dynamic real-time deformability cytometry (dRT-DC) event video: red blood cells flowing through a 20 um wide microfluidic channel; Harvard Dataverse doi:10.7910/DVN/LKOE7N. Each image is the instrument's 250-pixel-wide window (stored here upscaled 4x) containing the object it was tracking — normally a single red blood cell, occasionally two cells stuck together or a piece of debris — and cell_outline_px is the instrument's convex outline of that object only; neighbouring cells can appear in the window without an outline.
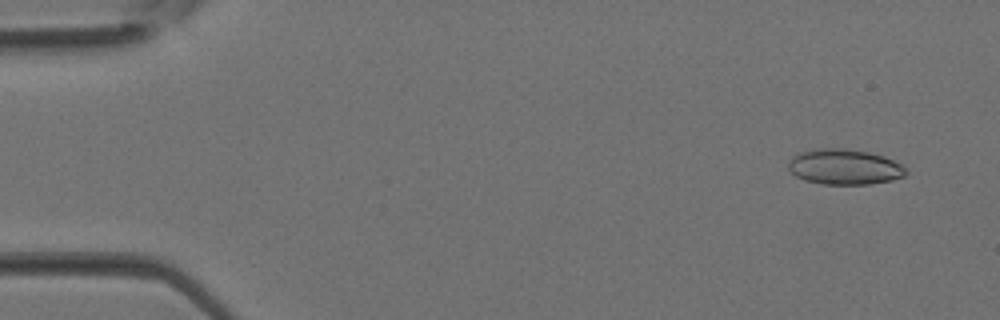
{"species": "Egyptian fruit bat (a non-hibernating species)", "species_latin": "Rousettus aegyptiacus", "temperature_condition": "room temperature", "stored_images_in_passage": 4, "camera_frame_rate_fps": 3000, "um_per_image_px": 0.085, "animal": {"sex": "female"}, "frame": {"image": 1, "passage_image": 1, "time_ms": 0.0, "image_size_px": [1000, 320], "cell_outline_px": [[908, 172], [904, 176], [892, 180], [868, 184], [820, 184], [804, 180], [796, 176], [788, 168], [788, 164], [792, 156], [800, 152], [820, 148], [844, 148], [868, 152], [884, 156], [908, 168]], "centroid_in_image_um": [71.78, 14.18], "position_along_channel_um": 13.2, "area_um2": 24.33}}
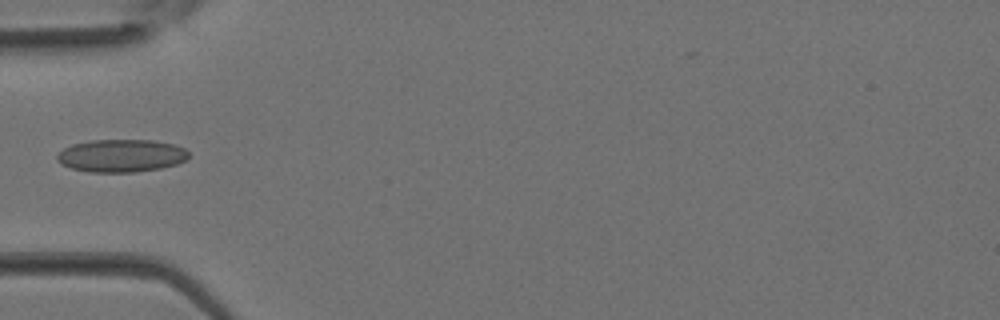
{"frame": {"image": 2, "passage_image": 4, "time_ms": 1.0, "image_size_px": [1000, 320], "cell_outline_px": [[188, 156], [184, 160], [176, 164], [160, 168], [136, 172], [88, 172], [72, 168], [56, 160], [56, 156], [64, 148], [72, 144], [92, 140], [152, 140], [176, 144], [184, 148], [188, 152]], "centroid_in_image_um": [10.31, 13.23], "position_along_channel_um": 74.7, "area_um2": 25.03}}